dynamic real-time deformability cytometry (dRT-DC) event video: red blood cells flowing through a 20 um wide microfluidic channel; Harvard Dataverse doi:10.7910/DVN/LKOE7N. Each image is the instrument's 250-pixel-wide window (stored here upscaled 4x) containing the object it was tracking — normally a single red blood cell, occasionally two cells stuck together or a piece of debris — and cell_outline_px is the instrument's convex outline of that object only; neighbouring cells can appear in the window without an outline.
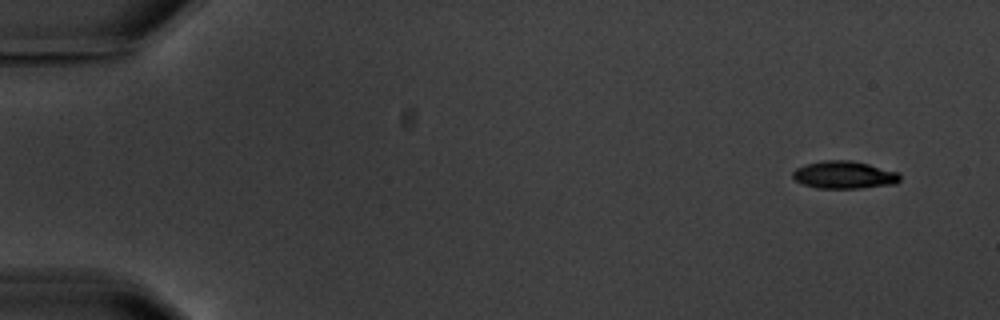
{"species": "common noctule bat (a hibernating species)", "species_latin": "Nyctalus noctula", "temperature_condition": "warm", "stored_images_in_passage": 4, "camera_frame_rate_fps": 3000, "um_per_image_px": 0.085, "animal": {"sex": "male", "body_mass_g": 20.1, "forearm_length_mm": 53.5}, "frame": {"image": 1, "passage_image": 1, "time_ms": 0.0, "image_size_px": [1000, 320], "cell_outline_px": [[900, 180], [896, 184], [860, 188], [816, 188], [800, 184], [792, 176], [792, 172], [796, 168], [804, 164], [820, 160], [852, 160], [868, 164], [896, 172], [900, 176]], "centroid_in_image_um": [71.7, 14.86], "position_along_channel_um": 13.3, "area_um2": 17.34}}
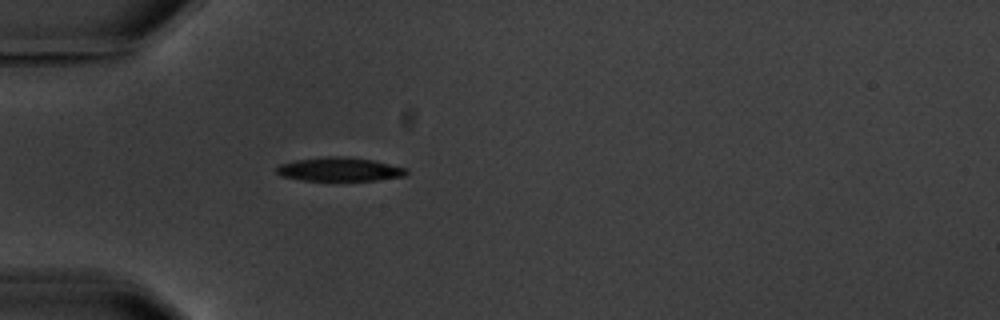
{"frame": {"image": 2, "passage_image": 4, "time_ms": 4.667, "image_size_px": [1000, 320], "cell_outline_px": [[408, 172], [404, 176], [376, 180], [300, 180], [280, 176], [276, 172], [276, 168], [280, 164], [296, 160], [328, 156], [344, 156], [372, 160], [408, 168]], "centroid_in_image_um": [28.85, 14.39], "position_along_channel_um": 56.2, "area_um2": 17.92}}